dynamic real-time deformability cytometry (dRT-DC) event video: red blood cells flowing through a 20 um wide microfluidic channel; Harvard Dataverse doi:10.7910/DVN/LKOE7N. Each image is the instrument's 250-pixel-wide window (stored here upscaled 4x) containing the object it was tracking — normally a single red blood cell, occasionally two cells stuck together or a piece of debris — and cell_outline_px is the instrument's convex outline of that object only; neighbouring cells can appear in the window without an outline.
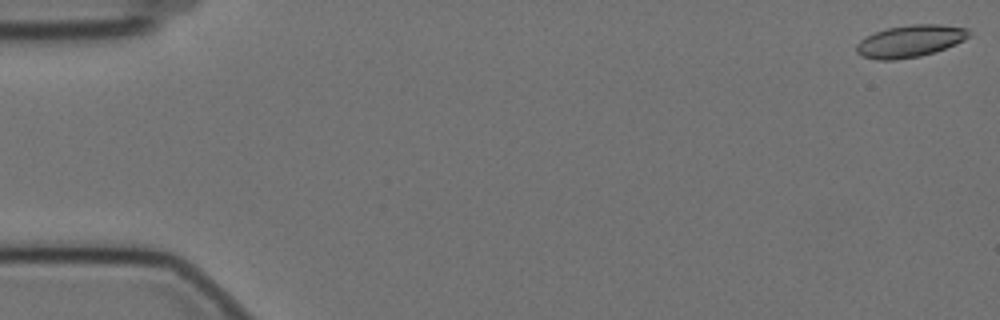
{"species": "Egyptian fruit bat (a non-hibernating species)", "species_latin": "Rousettus aegyptiacus", "temperature_condition": "cold", "stored_images_in_passage": 58, "camera_frame_rate_fps": 3000, "um_per_image_px": 0.085, "animal": {"sex": "female"}, "frame": {"image": 1, "passage_image": 1, "time_ms": 0.0, "image_size_px": [1000, 320], "cell_outline_px": [[972, 36], [956, 44], [920, 56], [892, 60], [876, 60], [864, 56], [856, 52], [856, 44], [860, 40], [876, 32], [888, 28], [912, 24], [940, 24], [968, 28]], "centroid_in_image_um": [77.39, 3.49], "position_along_channel_um": 7.6, "area_um2": 20.92}}
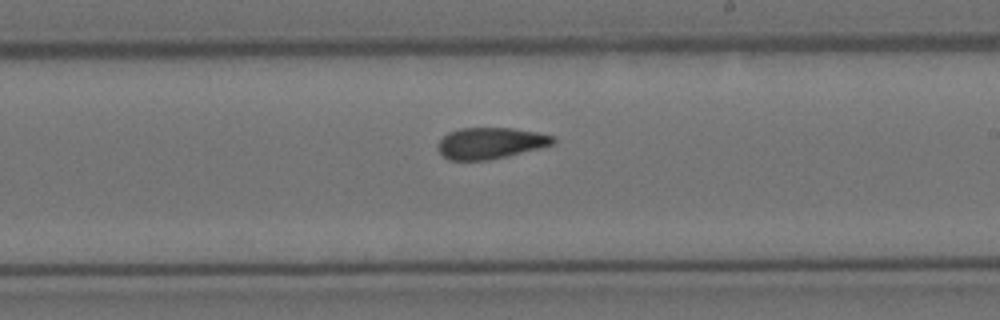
{"frame": {"image": 2, "passage_image": 34, "time_ms": 11.0, "image_size_px": [1000, 320], "cell_outline_px": [[556, 140], [552, 144], [488, 160], [448, 160], [436, 148], [440, 140], [448, 132], [460, 128], [512, 128], [536, 132], [552, 136]], "centroid_in_image_um": [41.61, 12.15], "position_along_channel_um": 247.4, "area_um2": 20.58}}
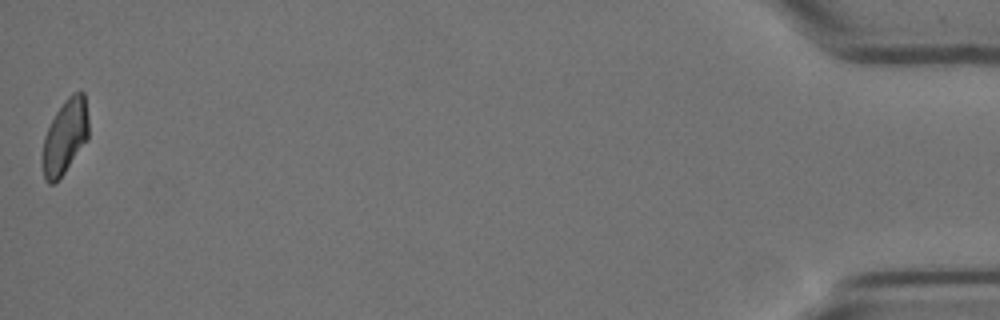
{"frame": {"image": 3, "passage_image": 58, "time_ms": 19.0, "image_size_px": [1000, 320], "cell_outline_px": [[88, 140], [64, 172], [52, 184], [48, 184], [44, 180], [40, 160], [40, 156], [44, 136], [56, 112], [64, 100], [72, 92], [84, 92], [88, 116]], "centroid_in_image_um": [5.5, 11.63], "position_along_channel_um": 429.7, "area_um2": 20.35}, "authors_computed_cell_mechanics": {"area_um2": 21.2126, "velocity_mm_per_s": 3.472, "shape_relaxation_time_tau1_ms": 6.4984, "shape_relaxation_time_tau2_ms": 3.2606, "deformation_change_tau1": 0.1405, "deformation_change_tau2": 0.0964}}